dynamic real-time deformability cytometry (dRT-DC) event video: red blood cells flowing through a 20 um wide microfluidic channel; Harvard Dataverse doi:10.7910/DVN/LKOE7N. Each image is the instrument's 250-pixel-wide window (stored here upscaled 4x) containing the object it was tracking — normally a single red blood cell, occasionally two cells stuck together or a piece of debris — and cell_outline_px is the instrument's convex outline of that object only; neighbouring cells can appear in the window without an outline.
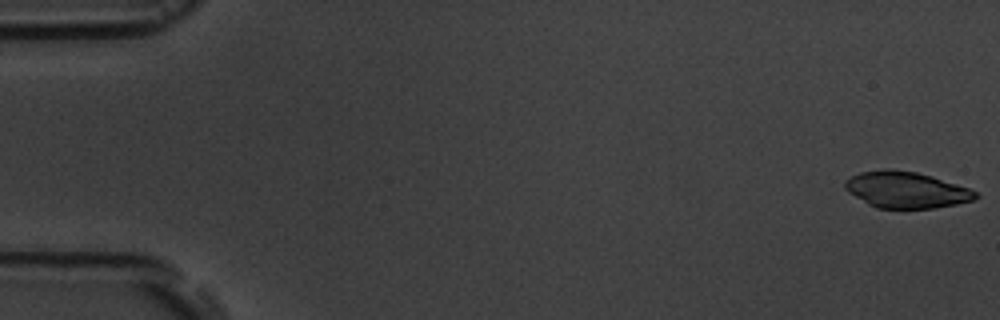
{"species": "common noctule bat (a hibernating species)", "species_latin": "Nyctalus noctula", "temperature_condition": "room temperature", "stored_images_in_passage": 15, "camera_frame_rate_fps": 3000, "um_per_image_px": 0.085, "animal": {"sex": "male", "body_mass_g": 19.5, "forearm_length_mm": 54.6}, "frame": {"image": 1, "passage_image": 1, "time_ms": 0.0, "image_size_px": [1000, 320], "cell_outline_px": [[980, 196], [972, 200], [956, 204], [936, 208], [876, 208], [868, 204], [848, 192], [844, 188], [844, 180], [860, 172], [884, 168], [888, 168], [916, 172], [932, 176], [968, 188], [976, 192]], "centroid_in_image_um": [76.99, 16.13], "position_along_channel_um": 8.0, "area_um2": 27.63}}